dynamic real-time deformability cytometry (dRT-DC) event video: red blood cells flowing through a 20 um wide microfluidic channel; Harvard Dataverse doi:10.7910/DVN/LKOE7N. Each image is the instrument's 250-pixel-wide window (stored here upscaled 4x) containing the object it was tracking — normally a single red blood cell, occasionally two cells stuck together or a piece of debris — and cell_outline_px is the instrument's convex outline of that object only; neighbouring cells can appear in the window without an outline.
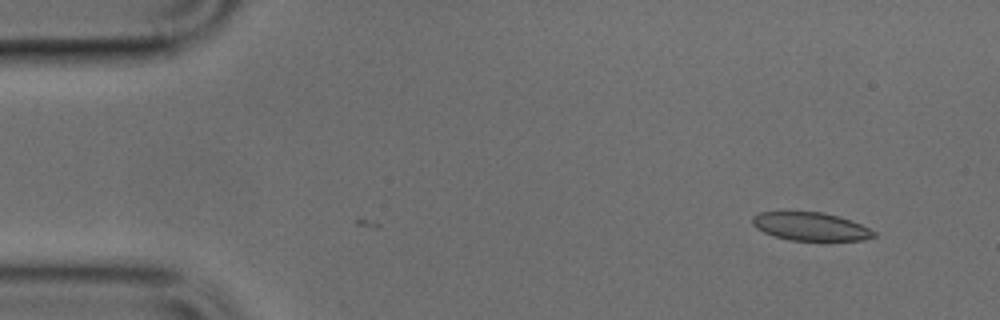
{"species": "common noctule bat (a hibernating species)", "species_latin": "Nyctalus noctula", "temperature_condition": "cold", "stored_images_in_passage": 6, "camera_frame_rate_fps": 3000, "um_per_image_px": 0.085, "animal": {"sex": "male", "body_mass_g": 17.9, "forearm_length_mm": 54.2}, "frame": {"image": 1, "passage_image": 6, "time_ms": 1.667, "image_size_px": [1000, 320], "cell_outline_px": [[876, 236], [864, 240], [788, 240], [772, 236], [756, 228], [752, 224], [752, 216], [760, 212], [820, 212], [840, 216], [860, 224], [876, 232]], "centroid_in_image_um": [68.88, 19.25], "position_along_channel_um": 16.1, "area_um2": 19.94}}